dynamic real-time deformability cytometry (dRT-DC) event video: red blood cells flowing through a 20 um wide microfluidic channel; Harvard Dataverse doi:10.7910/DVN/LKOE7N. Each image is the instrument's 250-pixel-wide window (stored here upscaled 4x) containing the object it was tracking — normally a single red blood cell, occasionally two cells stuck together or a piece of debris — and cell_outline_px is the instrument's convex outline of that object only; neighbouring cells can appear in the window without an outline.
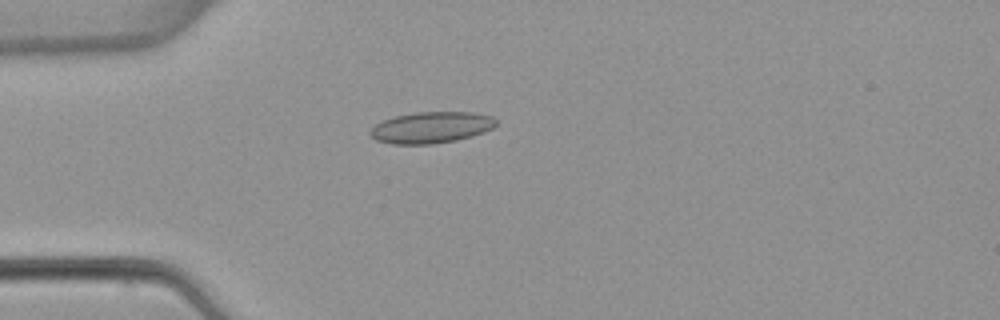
{"species": "common noctule bat (a hibernating species)", "species_latin": "Nyctalus noctula", "temperature_condition": "warm", "stored_images_in_passage": 3, "camera_frame_rate_fps": 3000, "um_per_image_px": 0.085, "animal": {"sex": "female", "body_mass_g": 22.7, "forearm_length_mm": 54.2}, "frame": {"image": 1, "passage_image": 3, "time_ms": 2.333, "image_size_px": [1000, 320], "cell_outline_px": [[496, 124], [492, 128], [484, 132], [472, 136], [456, 140], [432, 144], [392, 144], [376, 140], [368, 132], [376, 124], [384, 120], [396, 116], [416, 112], [472, 112], [492, 116], [496, 120]], "centroid_in_image_um": [36.66, 10.83], "position_along_channel_um": 48.3, "area_um2": 22.89}}